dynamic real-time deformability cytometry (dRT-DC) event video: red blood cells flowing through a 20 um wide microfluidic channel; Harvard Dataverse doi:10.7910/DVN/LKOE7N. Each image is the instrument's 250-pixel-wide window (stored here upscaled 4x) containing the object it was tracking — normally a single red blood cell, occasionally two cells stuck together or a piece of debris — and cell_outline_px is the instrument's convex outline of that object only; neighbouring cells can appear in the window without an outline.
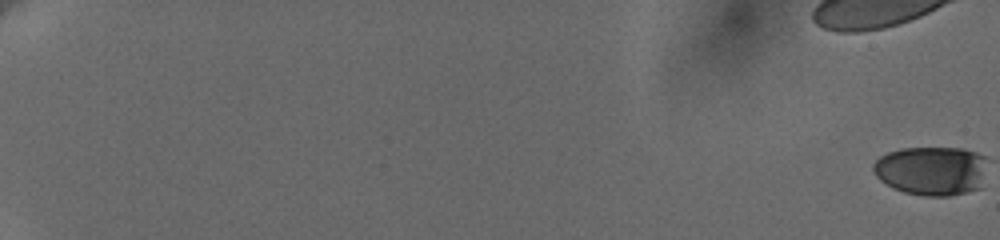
{"species": "human", "species_latin": "Homo sapiens", "temperature_condition": "cold", "stored_images_in_passage": 63, "camera_frame_rate_fps": 3000, "um_per_image_px": 0.085, "donor": {"sex": "female"}, "frame": {"image": 1, "passage_image": 1, "time_ms": 0.0, "image_size_px": [1000, 240], "cell_outline_px": [[984, 156], [980, 188], [968, 192], [948, 196], [924, 196], [904, 192], [892, 188], [880, 180], [876, 176], [872, 168], [872, 164], [880, 156], [888, 152], [900, 148], [964, 148], [976, 152]], "centroid_in_image_um": [79.11, 14.51], "position_along_channel_um": 5.9, "area_um2": 32.54}}
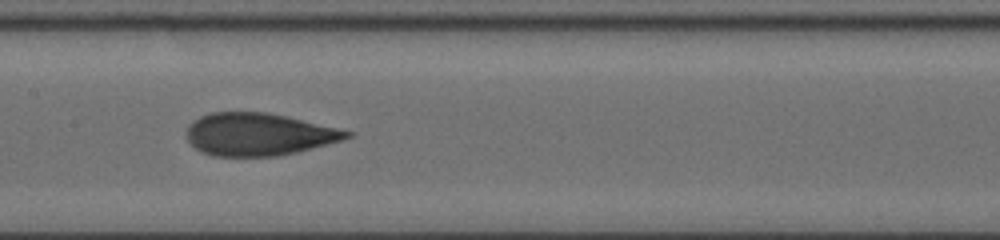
{"frame": {"image": 2, "passage_image": 37, "time_ms": 12.0, "image_size_px": [1000, 240], "cell_outline_px": [[352, 136], [340, 140], [296, 152], [276, 156], [216, 156], [200, 152], [188, 140], [188, 124], [192, 120], [200, 116], [212, 112], [268, 112], [288, 116], [352, 132]], "centroid_in_image_um": [21.94, 11.41], "position_along_channel_um": 185.5, "area_um2": 39.36}}
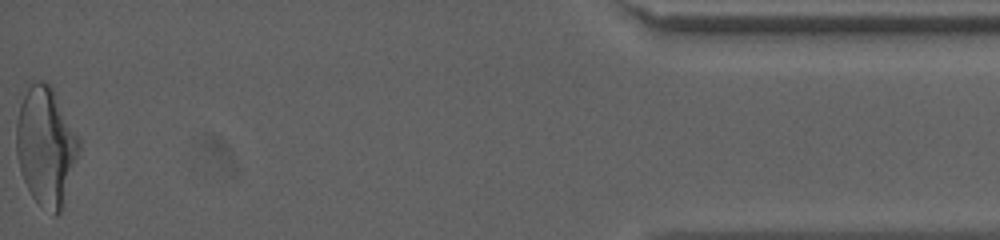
{"frame": {"image": 3, "passage_image": 63, "time_ms": 20.667, "image_size_px": [1000, 240], "cell_outline_px": [[80, 148], [64, 208], [56, 216], [52, 216], [32, 196], [20, 172], [16, 156], [16, 120], [20, 92], [32, 76], [44, 80], [56, 92], [80, 140]], "centroid_in_image_um": [3.87, 12.34], "position_along_channel_um": 431.3, "area_um2": 44.85}, "authors_computed_cell_mechanics": {"area_um2": 39.2462, "velocity_mm_per_s": 3.6469, "shape_relaxation_time_tau1_ms": 4.8723, "shape_relaxation_time_tau2_ms": 1.321, "deformation_change_tau1": 0.1658, "deformation_change_tau2": 0.0918}}